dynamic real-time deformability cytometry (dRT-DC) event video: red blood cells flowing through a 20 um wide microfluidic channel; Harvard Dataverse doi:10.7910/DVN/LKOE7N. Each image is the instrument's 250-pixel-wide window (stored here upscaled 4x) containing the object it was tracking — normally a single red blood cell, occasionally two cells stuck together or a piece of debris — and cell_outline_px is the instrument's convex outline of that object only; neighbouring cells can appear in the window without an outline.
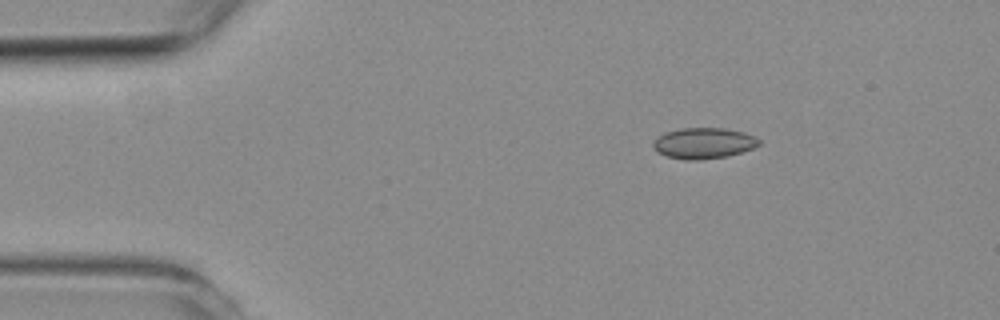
{"species": "common noctule bat (a hibernating species)", "species_latin": "Nyctalus noctula", "temperature_condition": "room temperature", "stored_images_in_passage": 3, "camera_frame_rate_fps": 3000, "um_per_image_px": 0.085, "animal": {"sex": "female", "body_mass_g": 19.3, "forearm_length_mm": 54.1}, "frame": {"image": 1, "passage_image": 1, "time_ms": 0.0, "image_size_px": [1000, 320], "cell_outline_px": [[760, 144], [752, 148], [728, 156], [700, 160], [684, 160], [668, 156], [656, 152], [652, 144], [652, 140], [664, 132], [680, 128], [724, 128], [744, 132], [756, 136], [760, 140]], "centroid_in_image_um": [59.78, 12.16], "position_along_channel_um": 25.2, "area_um2": 19.25}}
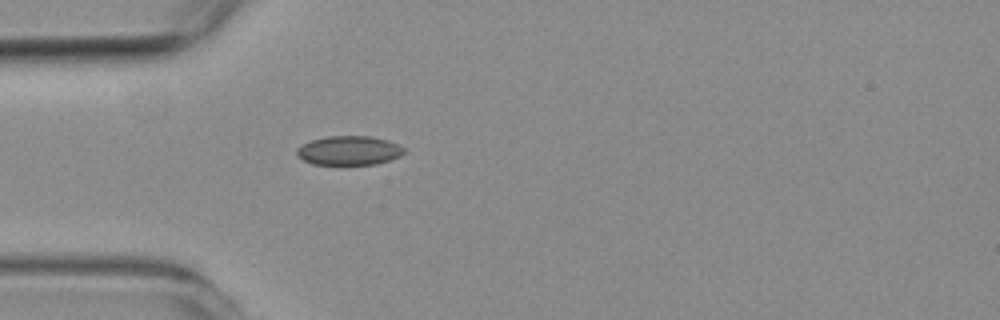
{"frame": {"image": 2, "passage_image": 3, "time_ms": 2.333, "image_size_px": [1000, 320], "cell_outline_px": [[404, 152], [400, 156], [376, 164], [312, 164], [296, 156], [296, 148], [312, 140], [328, 136], [368, 136], [388, 140], [404, 148]], "centroid_in_image_um": [29.64, 12.79], "position_along_channel_um": 55.4, "area_um2": 18.03}}